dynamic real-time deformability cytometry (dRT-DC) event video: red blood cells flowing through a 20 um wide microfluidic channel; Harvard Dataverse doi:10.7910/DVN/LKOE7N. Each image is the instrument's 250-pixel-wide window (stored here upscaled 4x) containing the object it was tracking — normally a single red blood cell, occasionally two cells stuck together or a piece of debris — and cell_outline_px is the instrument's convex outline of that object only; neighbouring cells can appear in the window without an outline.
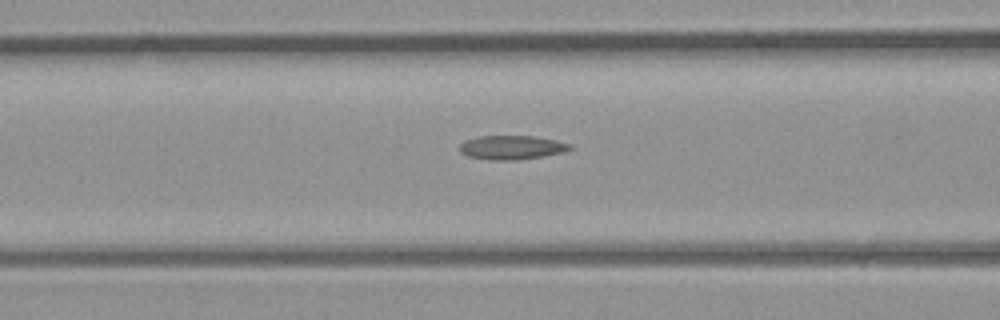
{"species": "common noctule bat (a hibernating species)", "species_latin": "Nyctalus noctula", "temperature_condition": "room temperature", "stored_images_in_passage": 28, "camera_frame_rate_fps": 3000, "um_per_image_px": 0.085, "animal": {"sex": "male", "body_mass_g": 23.1, "forearm_length_mm": 52.7}, "frame": {"image": 1, "passage_image": 11, "time_ms": 3.333, "image_size_px": [1000, 320], "cell_outline_px": [[572, 148], [564, 152], [516, 160], [488, 160], [468, 156], [460, 152], [460, 144], [464, 140], [476, 136], [532, 136], [556, 140], [572, 144]], "centroid_in_image_um": [43.46, 12.53], "position_along_channel_um": 123.1, "area_um2": 15.43}}
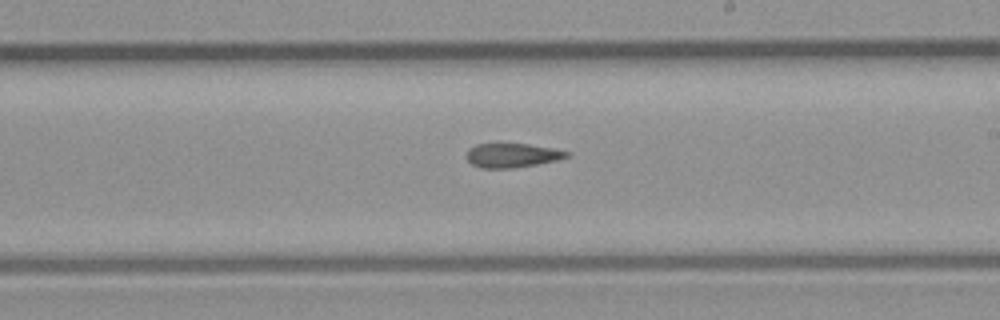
{"frame": {"image": 2, "passage_image": 18, "time_ms": 5.667, "image_size_px": [1000, 320], "cell_outline_px": [[572, 156], [556, 160], [536, 164], [512, 168], [480, 168], [472, 164], [468, 160], [468, 148], [476, 144], [496, 140], [500, 140], [528, 144], [552, 148], [572, 152]], "centroid_in_image_um": [43.52, 13.14], "position_along_channel_um": 245.5, "area_um2": 14.85}}
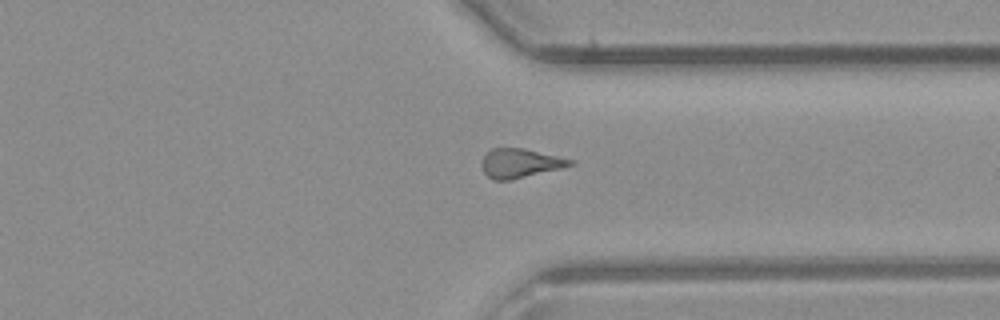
{"frame": {"image": 3, "passage_image": 25, "time_ms": 8.0, "image_size_px": [1000, 320], "cell_outline_px": [[576, 164], [512, 180], [492, 180], [484, 172], [480, 164], [484, 156], [492, 148], [524, 148], [576, 160]], "centroid_in_image_um": [44.22, 13.87], "position_along_channel_um": 367.2, "area_um2": 15.09}}